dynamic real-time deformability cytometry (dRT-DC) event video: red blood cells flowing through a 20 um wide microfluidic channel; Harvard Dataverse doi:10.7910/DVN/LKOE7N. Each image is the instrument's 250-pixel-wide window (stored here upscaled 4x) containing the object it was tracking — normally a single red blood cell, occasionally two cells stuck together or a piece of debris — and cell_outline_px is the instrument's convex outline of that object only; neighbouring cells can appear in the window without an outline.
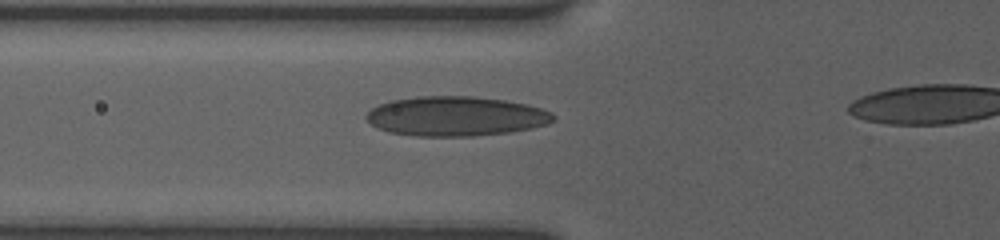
{"species": "human", "species_latin": "Homo sapiens", "temperature_condition": "room temperature", "stored_images_in_passage": 8, "camera_frame_rate_fps": 3000, "um_per_image_px": 0.085, "donor": {"sex": "female"}, "frame": {"image": 1, "passage_image": 6, "time_ms": 3.333, "image_size_px": [1000, 240], "cell_outline_px": [[556, 116], [548, 124], [532, 128], [508, 132], [472, 136], [416, 136], [388, 132], [372, 124], [364, 116], [372, 108], [388, 100], [416, 96], [476, 96], [504, 100], [528, 104], [552, 112]], "centroid_in_image_um": [38.74, 9.87], "position_along_channel_um": 87.1, "area_um2": 43.29}}
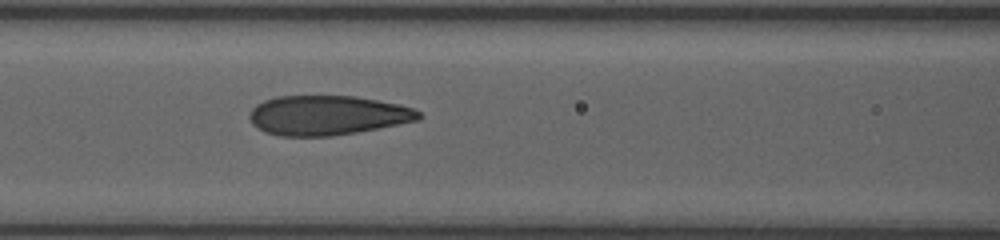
{"frame": {"image": 2, "passage_image": 8, "time_ms": 4.667, "image_size_px": [1000, 240], "cell_outline_px": [[424, 116], [420, 120], [356, 132], [332, 136], [280, 136], [264, 132], [256, 128], [252, 124], [248, 116], [252, 108], [256, 104], [264, 100], [276, 96], [356, 96], [396, 104], [412, 108], [420, 112]], "centroid_in_image_um": [27.79, 9.8], "position_along_channel_um": 138.8, "area_um2": 39.13}}